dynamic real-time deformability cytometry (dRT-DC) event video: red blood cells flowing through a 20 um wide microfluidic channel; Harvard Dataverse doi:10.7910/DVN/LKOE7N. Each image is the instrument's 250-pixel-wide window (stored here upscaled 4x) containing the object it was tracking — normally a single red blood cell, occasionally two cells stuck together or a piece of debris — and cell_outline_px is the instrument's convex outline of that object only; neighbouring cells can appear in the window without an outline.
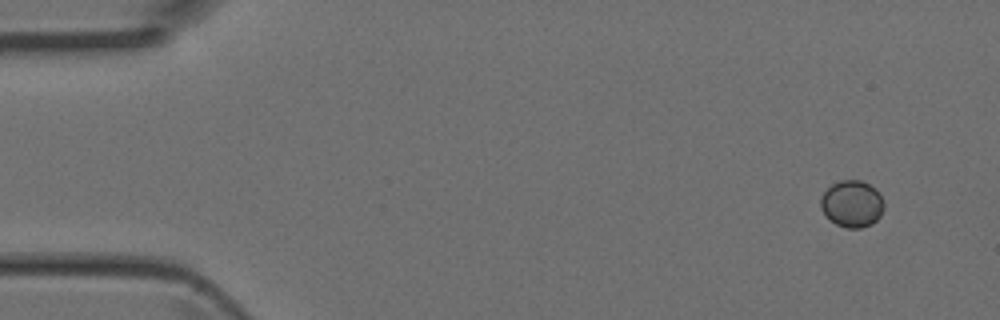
{"species": "Egyptian fruit bat (a non-hibernating species)", "species_latin": "Rousettus aegyptiacus", "temperature_condition": "room temperature", "stored_images_in_passage": 4, "camera_frame_rate_fps": 3000, "um_per_image_px": 0.085, "animal": {"sex": "female"}, "frame": {"image": 1, "passage_image": 1, "time_ms": 0.0, "image_size_px": [1000, 320], "cell_outline_px": [[884, 208], [880, 216], [872, 224], [860, 228], [848, 228], [836, 224], [820, 208], [820, 196], [832, 184], [840, 180], [860, 180], [876, 188], [884, 200]], "centroid_in_image_um": [72.44, 17.31], "position_along_channel_um": 12.6, "area_um2": 17.28}}
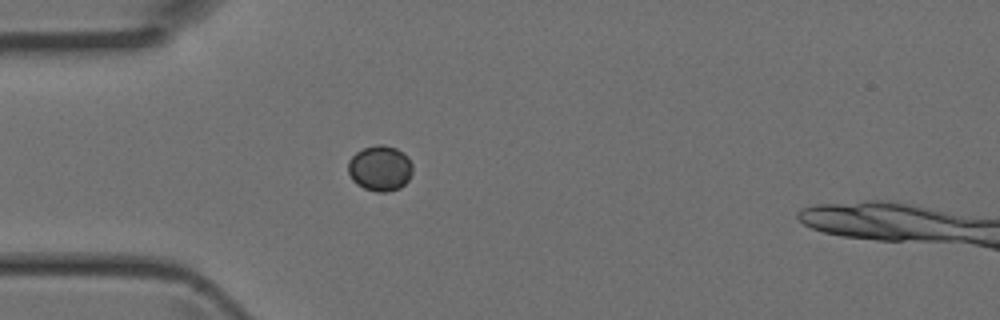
{"frame": {"image": 2, "passage_image": 4, "time_ms": 1.0, "image_size_px": [1000, 320], "cell_outline_px": [[412, 172], [408, 180], [400, 188], [388, 192], [376, 192], [364, 188], [356, 184], [352, 180], [348, 172], [348, 160], [356, 152], [364, 148], [376, 144], [384, 144], [396, 148], [404, 152], [408, 156], [412, 164]], "centroid_in_image_um": [32.3, 14.3], "position_along_channel_um": 52.7, "area_um2": 17.34}}